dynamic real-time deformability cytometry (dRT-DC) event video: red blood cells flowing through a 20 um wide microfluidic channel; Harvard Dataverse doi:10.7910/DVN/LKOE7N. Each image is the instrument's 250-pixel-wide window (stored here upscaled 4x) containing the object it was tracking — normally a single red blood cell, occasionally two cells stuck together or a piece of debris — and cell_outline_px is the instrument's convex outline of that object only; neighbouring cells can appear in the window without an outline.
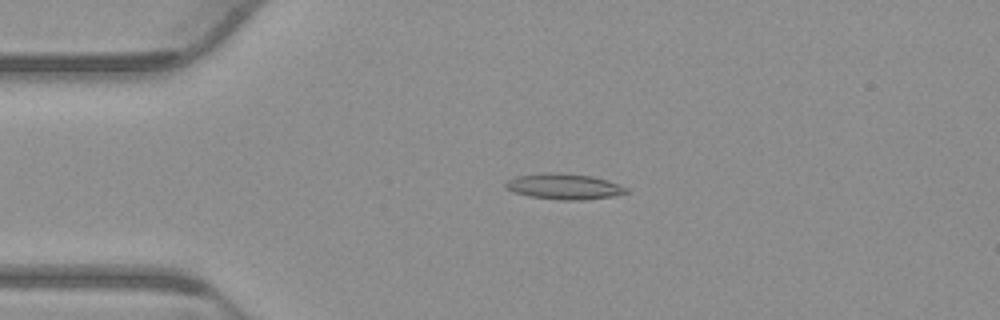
{"species": "common noctule bat (a hibernating species)", "species_latin": "Nyctalus noctula", "temperature_condition": "warm", "stored_images_in_passage": 53, "camera_frame_rate_fps": 3000, "um_per_image_px": 0.085, "animal": {"sex": "male", "body_mass_g": 23.1, "forearm_length_mm": 52.7}, "frame": {"image": 1, "passage_image": 12, "time_ms": 3.667, "image_size_px": [1000, 320], "cell_outline_px": [[628, 192], [612, 196], [584, 200], [560, 200], [528, 196], [512, 192], [504, 188], [504, 184], [508, 180], [516, 176], [540, 172], [560, 172], [592, 176], [608, 180], [628, 188]], "centroid_in_image_um": [47.89, 15.84], "position_along_channel_um": 37.1, "area_um2": 18.38}}
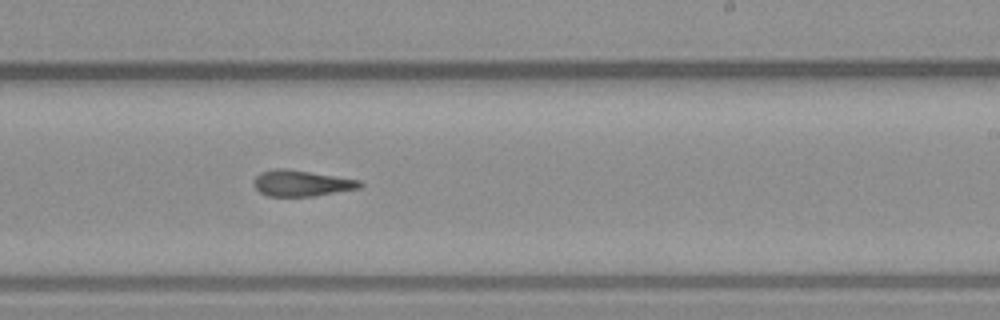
{"frame": {"image": 2, "passage_image": 32, "time_ms": 10.333, "image_size_px": [1000, 320], "cell_outline_px": [[364, 184], [360, 188], [312, 196], [268, 196], [260, 192], [252, 184], [256, 176], [260, 172], [276, 168], [284, 168], [360, 180]], "centroid_in_image_um": [25.6, 15.57], "position_along_channel_um": 263.4, "area_um2": 15.95}}
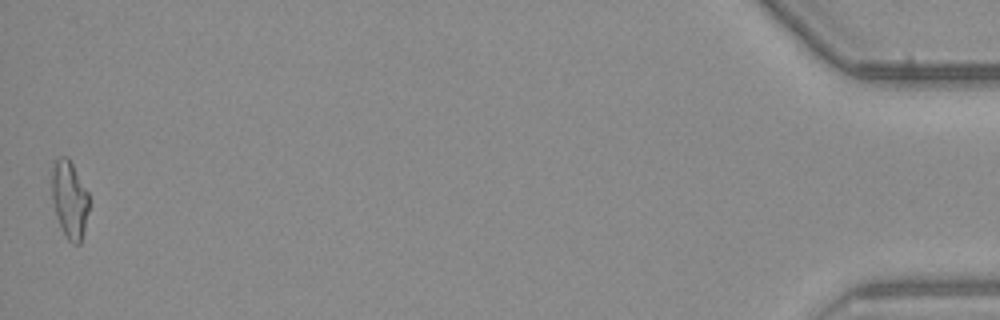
{"frame": {"image": 3, "passage_image": 53, "time_ms": 17.333, "image_size_px": [1000, 320], "cell_outline_px": [[88, 212], [80, 244], [72, 244], [68, 240], [56, 216], [52, 200], [52, 168], [56, 160], [60, 156], [68, 156], [88, 192]], "centroid_in_image_um": [5.9, 16.93], "position_along_channel_um": 429.3, "area_um2": 16.59}, "authors_computed_cell_mechanics": {"area_um2": 16.5308, "velocity_mm_per_s": 3.8523, "shape_relaxation_time_tau1_ms": 4.9878, "shape_relaxation_time_tau2_ms": 4.4631, "deformation_change_tau1": 0.1966, "deformation_change_tau2": 0.1758}}